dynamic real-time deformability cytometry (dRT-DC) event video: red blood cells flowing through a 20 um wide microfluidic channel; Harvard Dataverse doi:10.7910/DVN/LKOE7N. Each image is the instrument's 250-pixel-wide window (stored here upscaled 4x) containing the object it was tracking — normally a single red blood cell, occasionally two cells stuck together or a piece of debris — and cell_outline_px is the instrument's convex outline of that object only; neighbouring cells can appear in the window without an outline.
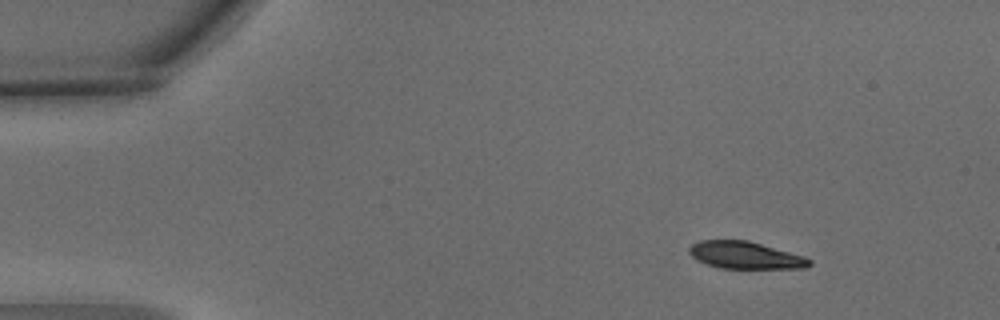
{"species": "common noctule bat (a hibernating species)", "species_latin": "Nyctalus noctula", "temperature_condition": "warm", "stored_images_in_passage": 5, "camera_frame_rate_fps": 3000, "um_per_image_px": 0.085, "animal": {"sex": "male", "body_mass_g": 15.6}, "frame": {"image": 1, "passage_image": 1, "time_ms": 0.0, "image_size_px": [1000, 320], "cell_outline_px": [[812, 264], [804, 268], [720, 268], [696, 260], [688, 252], [688, 248], [692, 244], [700, 240], [748, 240], [804, 256], [812, 260]], "centroid_in_image_um": [63.34, 21.69], "position_along_channel_um": 21.7, "area_um2": 19.02}}
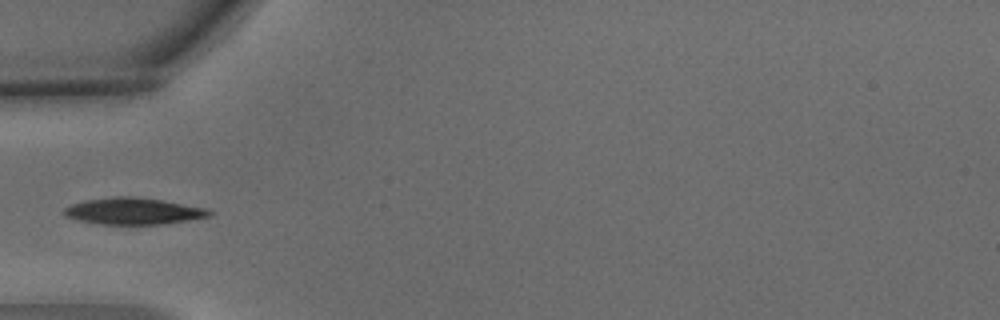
{"frame": {"image": 2, "passage_image": 4, "time_ms": 1.0, "image_size_px": [1000, 320], "cell_outline_px": [[216, 212], [212, 216], [188, 220], [160, 224], [100, 224], [80, 220], [64, 216], [64, 208], [72, 204], [84, 200], [112, 196], [132, 196], [160, 200], [208, 208]], "centroid_in_image_um": [11.37, 17.94], "position_along_channel_um": 73.6, "area_um2": 22.54}}
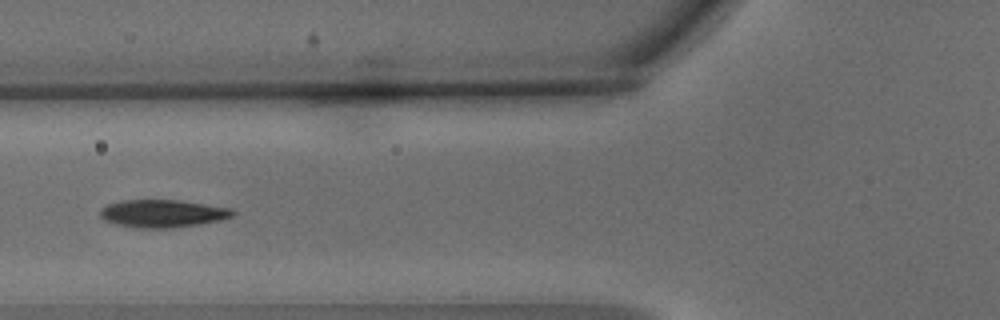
{"frame": {"image": 3, "passage_image": 5, "time_ms": 1.333, "image_size_px": [1000, 320], "cell_outline_px": [[236, 212], [232, 216], [220, 220], [196, 224], [168, 228], [140, 228], [116, 224], [104, 220], [100, 216], [100, 208], [108, 204], [120, 200], [180, 200], [232, 208]], "centroid_in_image_um": [13.8, 18.13], "position_along_channel_um": 112.0, "area_um2": 21.33}}